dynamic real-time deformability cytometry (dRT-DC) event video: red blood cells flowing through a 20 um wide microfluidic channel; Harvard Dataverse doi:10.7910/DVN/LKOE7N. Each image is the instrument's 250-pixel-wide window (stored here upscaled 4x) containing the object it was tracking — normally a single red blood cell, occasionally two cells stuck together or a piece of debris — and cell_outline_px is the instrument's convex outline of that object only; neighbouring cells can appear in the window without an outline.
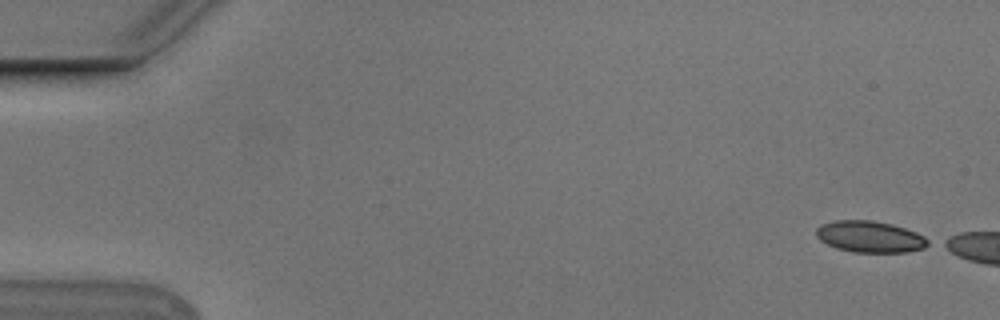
{"species": "Egyptian fruit bat (a non-hibernating species)", "species_latin": "Rousettus aegyptiacus", "temperature_condition": "cold", "stored_images_in_passage": 9, "camera_frame_rate_fps": 3000, "um_per_image_px": 0.085, "animal": {"sex": "male"}, "frame": {"image": 1, "passage_image": 1, "time_ms": 0.0, "image_size_px": [1000, 320], "cell_outline_px": [[932, 244], [924, 248], [908, 252], [852, 252], [836, 248], [820, 240], [816, 236], [816, 228], [820, 224], [836, 220], [872, 220], [892, 224], [916, 232], [932, 240]], "centroid_in_image_um": [73.98, 20.12], "position_along_channel_um": 11.0, "area_um2": 20.75}}